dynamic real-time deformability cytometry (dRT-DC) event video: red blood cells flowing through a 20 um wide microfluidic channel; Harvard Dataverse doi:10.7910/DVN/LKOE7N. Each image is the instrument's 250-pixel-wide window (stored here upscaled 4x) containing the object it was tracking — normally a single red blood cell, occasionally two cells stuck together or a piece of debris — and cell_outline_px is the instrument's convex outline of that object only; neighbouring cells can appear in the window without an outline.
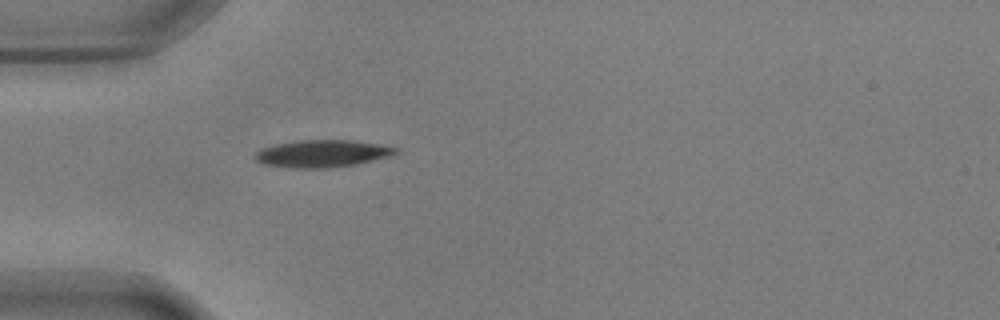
{"species": "common noctule bat (a hibernating species)", "species_latin": "Nyctalus noctula", "temperature_condition": "warm", "stored_images_in_passage": 40, "camera_frame_rate_fps": 3000, "um_per_image_px": 0.085, "animal": {"sex": "male", "body_mass_g": 17.9, "forearm_length_mm": 54.2}, "frame": {"image": 1, "passage_image": 1, "time_ms": 0.0, "image_size_px": [1000, 320], "cell_outline_px": [[400, 152], [392, 156], [356, 164], [332, 168], [288, 168], [264, 164], [256, 160], [252, 156], [260, 148], [276, 144], [300, 140], [352, 140], [380, 144], [400, 148]], "centroid_in_image_um": [27.42, 13.06], "position_along_channel_um": 57.6, "area_um2": 22.72}}
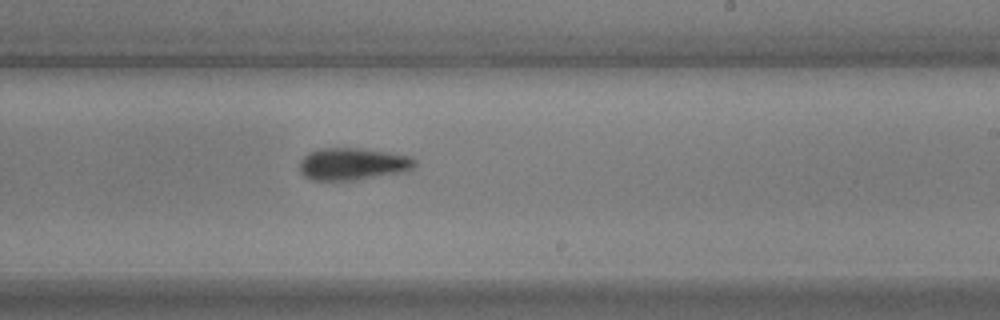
{"frame": {"image": 2, "passage_image": 18, "time_ms": 5.667, "image_size_px": [1000, 320], "cell_outline_px": [[416, 168], [408, 172], [352, 180], [312, 180], [304, 176], [300, 172], [300, 160], [308, 152], [320, 148], [360, 148], [388, 152], [412, 156], [416, 160]], "centroid_in_image_um": [30.03, 13.93], "position_along_channel_um": 259.0, "area_um2": 21.96}}
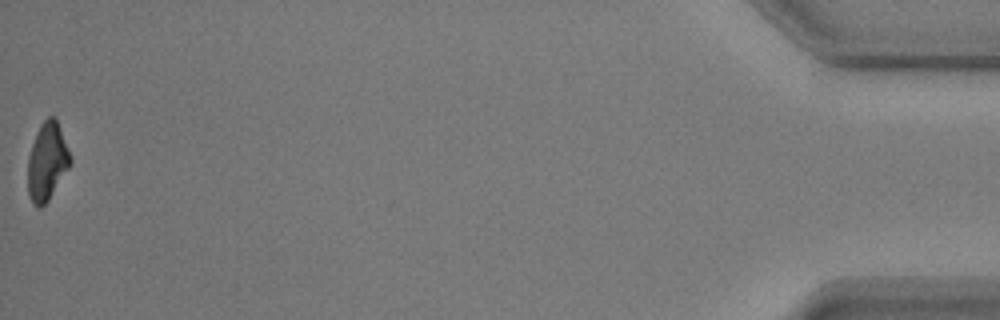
{"frame": {"image": 3, "passage_image": 40, "time_ms": 13.0, "image_size_px": [1000, 320], "cell_outline_px": [[72, 164], [48, 200], [40, 208], [36, 208], [32, 204], [28, 196], [28, 156], [36, 132], [40, 124], [48, 116], [56, 116], [72, 160]], "centroid_in_image_um": [4.0, 13.74], "position_along_channel_um": 431.2, "area_um2": 19.48}, "authors_computed_cell_mechanics": {"area_um2": 21.3571, "velocity_mm_per_s": 3.6323, "shape_relaxation_time_tau1_ms": 3.8869, "shape_relaxation_time_tau2_ms": null, "deformation_change_tau1": 0.1834, "deformation_change_tau2": null}}